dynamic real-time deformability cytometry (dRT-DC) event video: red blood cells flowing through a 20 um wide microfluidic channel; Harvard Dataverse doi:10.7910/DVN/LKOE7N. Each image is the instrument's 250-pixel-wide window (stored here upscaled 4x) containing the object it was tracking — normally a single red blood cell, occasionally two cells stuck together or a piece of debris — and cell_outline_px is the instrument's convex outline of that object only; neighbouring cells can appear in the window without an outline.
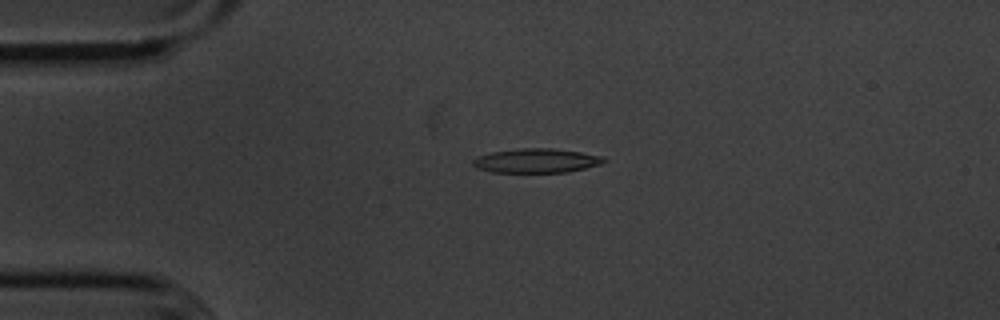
{"species": "common noctule bat (a hibernating species)", "species_latin": "Nyctalus noctula", "temperature_condition": "cold", "stored_images_in_passage": 7, "camera_frame_rate_fps": 3000, "um_per_image_px": 0.085, "animal": {"sex": "male", "body_mass_g": 20.1, "forearm_length_mm": 53.5}, "frame": {"image": 1, "passage_image": 1, "time_ms": 0.0, "image_size_px": [1000, 320], "cell_outline_px": [[608, 160], [600, 164], [568, 172], [492, 172], [476, 168], [472, 164], [472, 160], [476, 156], [492, 152], [520, 148], [552, 148], [580, 152], [604, 156]], "centroid_in_image_um": [45.58, 13.65], "position_along_channel_um": 39.4, "area_um2": 18.55}}
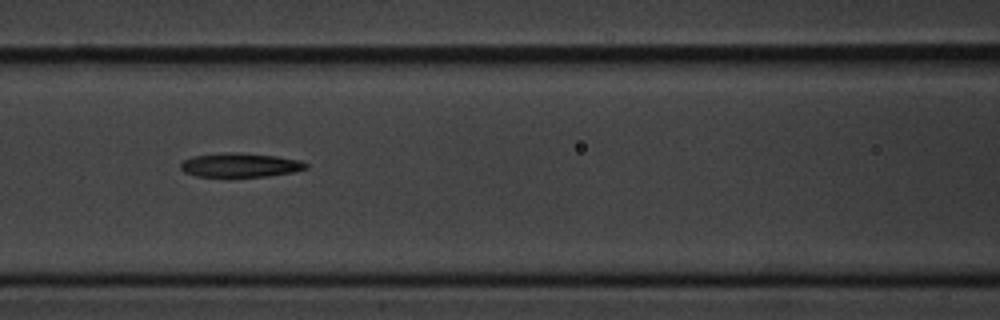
{"frame": {"image": 2, "passage_image": 4, "time_ms": 3.667, "image_size_px": [1000, 320], "cell_outline_px": [[308, 168], [292, 172], [268, 176], [196, 176], [184, 172], [180, 168], [180, 164], [184, 160], [192, 156], [224, 152], [236, 152], [276, 156], [300, 160], [308, 164]], "centroid_in_image_um": [20.41, 14.02], "position_along_channel_um": 146.2, "area_um2": 17.51}}
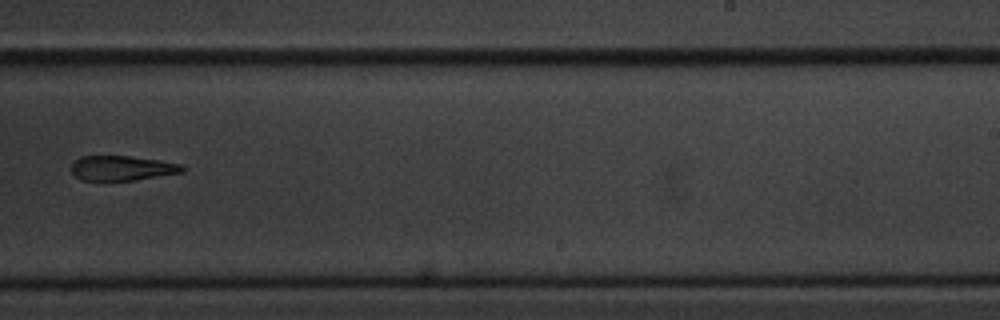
{"frame": {"image": 3, "passage_image": 7, "time_ms": 7.333, "image_size_px": [1000, 320], "cell_outline_px": [[184, 172], [136, 180], [80, 180], [72, 172], [72, 164], [80, 156], [128, 156], [160, 160], [180, 164], [184, 168]], "centroid_in_image_um": [10.38, 14.29], "position_along_channel_um": 278.6, "area_um2": 15.95}}